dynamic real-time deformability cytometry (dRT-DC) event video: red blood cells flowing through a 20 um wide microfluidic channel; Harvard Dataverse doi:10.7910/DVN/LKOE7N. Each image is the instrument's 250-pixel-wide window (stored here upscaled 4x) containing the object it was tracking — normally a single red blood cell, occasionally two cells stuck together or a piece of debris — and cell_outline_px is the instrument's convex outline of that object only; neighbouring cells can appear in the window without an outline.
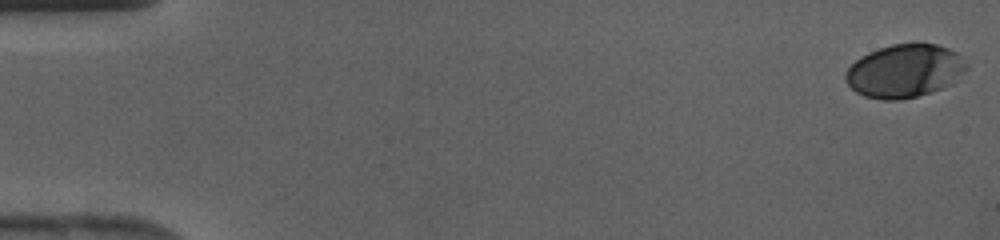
{"species": "human", "species_latin": "Homo sapiens", "temperature_condition": "cold", "stored_images_in_passage": 43, "camera_frame_rate_fps": 3000, "um_per_image_px": 0.085, "donor": {"sex": "female"}, "frame": {"image": 1, "passage_image": 1, "time_ms": 0.0, "image_size_px": [1000, 240], "cell_outline_px": [[968, 68], [952, 84], [916, 96], [900, 100], [884, 100], [864, 96], [856, 92], [844, 80], [844, 76], [848, 68], [860, 56], [868, 52], [892, 44], [936, 44], [948, 48], [956, 52], [968, 64]], "centroid_in_image_um": [76.88, 6.03], "position_along_channel_um": 8.1, "area_um2": 37.34}}
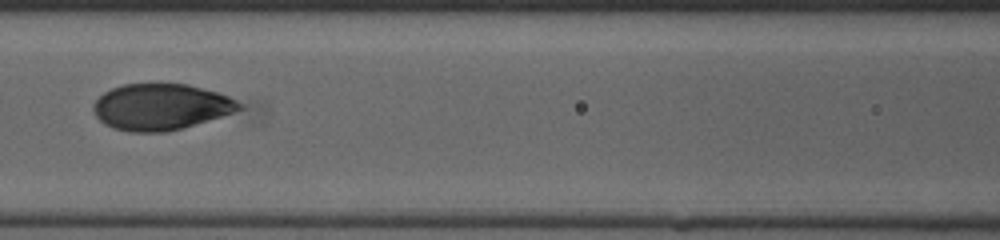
{"frame": {"image": 2, "passage_image": 20, "time_ms": 6.333, "image_size_px": [1000, 240], "cell_outline_px": [[244, 108], [220, 116], [168, 132], [132, 132], [112, 128], [104, 124], [96, 116], [92, 108], [92, 104], [104, 92], [112, 88], [124, 84], [188, 84], [220, 92], [236, 100]], "centroid_in_image_um": [13.64, 9.08], "position_along_channel_um": 153.0, "area_um2": 39.13}}
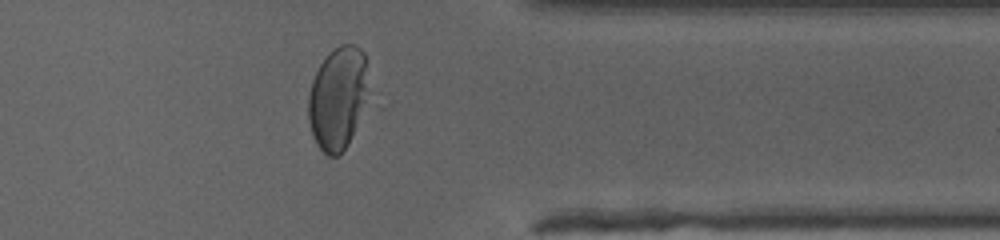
{"frame": {"image": 3, "passage_image": 35, "time_ms": 11.333, "image_size_px": [1000, 240], "cell_outline_px": [[364, 88], [352, 132], [348, 144], [336, 156], [328, 156], [316, 144], [312, 136], [308, 120], [308, 96], [312, 80], [320, 64], [340, 44], [352, 44], [360, 48], [364, 52]], "centroid_in_image_um": [28.58, 8.35], "position_along_channel_um": 382.8, "area_um2": 33.87}}